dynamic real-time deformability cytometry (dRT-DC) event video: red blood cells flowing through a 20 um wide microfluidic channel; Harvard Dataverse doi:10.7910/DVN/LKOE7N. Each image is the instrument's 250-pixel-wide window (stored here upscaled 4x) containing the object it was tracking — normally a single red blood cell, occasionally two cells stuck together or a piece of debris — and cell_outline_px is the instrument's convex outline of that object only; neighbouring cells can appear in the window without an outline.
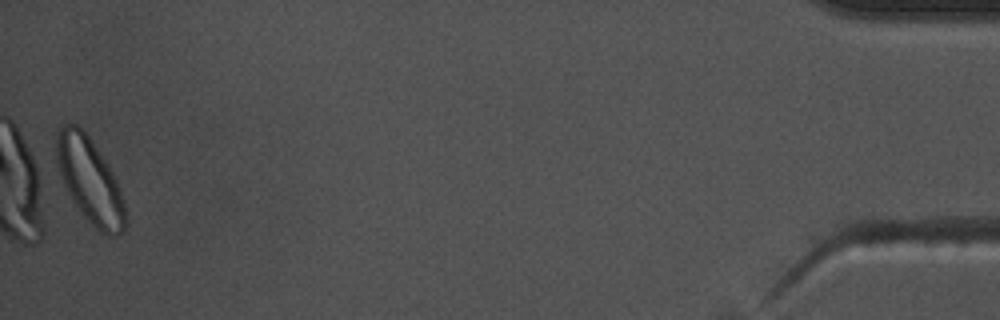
{"species": "common noctule bat (a hibernating species)", "species_latin": "Nyctalus noctula", "temperature_condition": "warm", "stored_images_in_passage": 38, "camera_frame_rate_fps": 3000, "um_per_image_px": 0.085, "animal": {"sex": "male", "body_mass_g": 17.5, "forearm_length_mm": 52.3}, "frame": {"image": 1, "passage_image": 38, "time_ms": 12.333, "image_size_px": [1000, 320], "cell_outline_px": [[128, 224], [124, 232], [116, 236], [112, 236], [100, 232], [80, 212], [64, 188], [52, 164], [56, 132], [64, 124], [76, 124], [88, 136], [108, 164], [116, 180], [128, 216]], "centroid_in_image_um": [7.57, 15.34], "position_along_channel_um": 427.6, "area_um2": 35.2}, "authors_computed_cell_mechanics": {"area_um2": 21.5594, "velocity_mm_per_s": 3.6476, "shape_relaxation_time_tau1_ms": 3.9112, "shape_relaxation_time_tau2_ms": 3.2001, "deformation_change_tau1": 0.0863, "deformation_change_tau2": 0.0776}}